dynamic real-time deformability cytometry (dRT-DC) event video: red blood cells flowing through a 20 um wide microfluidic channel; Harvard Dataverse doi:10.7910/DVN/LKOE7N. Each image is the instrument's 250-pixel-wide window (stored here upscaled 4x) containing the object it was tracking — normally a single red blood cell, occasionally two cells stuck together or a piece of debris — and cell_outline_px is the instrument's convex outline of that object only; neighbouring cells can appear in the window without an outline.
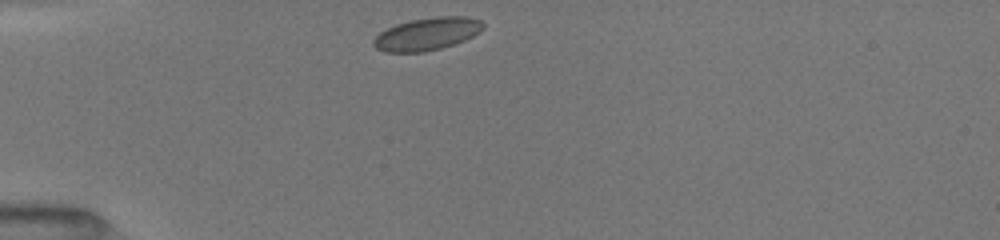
{"species": "common noctule bat (a hibernating species)", "species_latin": "Nyctalus noctula", "temperature_condition": "room temperature", "stored_images_in_passage": 4, "camera_frame_rate_fps": 3000, "um_per_image_px": 0.085, "animal": {"sex": "female", "body_mass_g": 19.5, "forearm_length_mm": 54.1}, "frame": {"image": 1, "passage_image": 1, "time_ms": 0.0, "image_size_px": [1000, 240], "cell_outline_px": [[484, 28], [480, 32], [464, 40], [440, 48], [424, 52], [384, 52], [376, 48], [372, 44], [372, 40], [380, 32], [396, 24], [412, 20], [436, 16], [468, 16], [480, 20], [484, 24]], "centroid_in_image_um": [36.3, 2.88], "position_along_channel_um": 48.7, "area_um2": 20.81}}
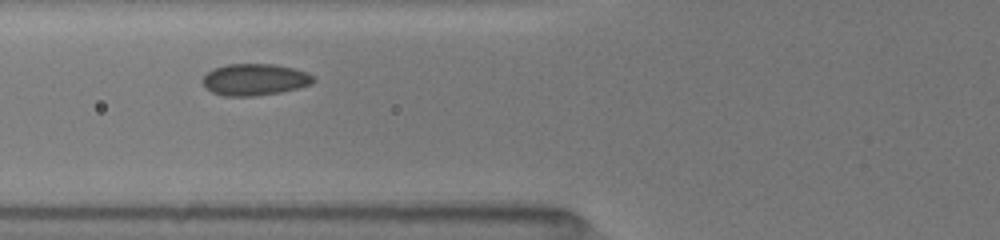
{"frame": {"image": 2, "passage_image": 3, "time_ms": 0.667, "image_size_px": [1000, 240], "cell_outline_px": [[316, 80], [312, 84], [280, 92], [252, 96], [224, 96], [212, 92], [204, 88], [200, 80], [212, 68], [228, 64], [276, 64], [308, 72]], "centroid_in_image_um": [21.61, 6.76], "position_along_channel_um": 104.2, "area_um2": 20.58}}